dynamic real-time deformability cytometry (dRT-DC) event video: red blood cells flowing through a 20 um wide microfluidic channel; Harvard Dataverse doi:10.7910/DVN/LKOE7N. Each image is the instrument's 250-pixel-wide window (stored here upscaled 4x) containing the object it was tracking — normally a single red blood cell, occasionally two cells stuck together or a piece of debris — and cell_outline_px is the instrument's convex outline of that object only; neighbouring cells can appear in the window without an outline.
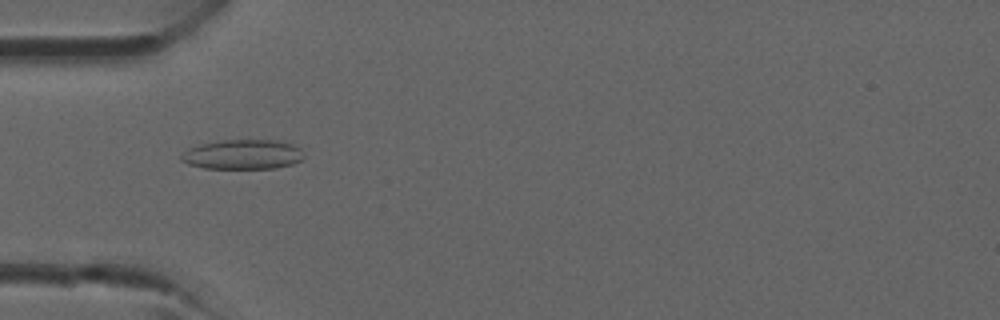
{"species": "common noctule bat (a hibernating species)", "species_latin": "Nyctalus noctula", "temperature_condition": "room temperature", "stored_images_in_passage": 26, "camera_frame_rate_fps": 3000, "um_per_image_px": 0.085, "animal": {"sex": "male", "forearm_length_mm": 52.5}, "frame": {"image": 1, "passage_image": 3, "time_ms": 0.667, "image_size_px": [1000, 320], "cell_outline_px": [[304, 156], [300, 160], [292, 164], [276, 168], [204, 168], [188, 164], [180, 160], [180, 156], [188, 148], [200, 144], [224, 140], [280, 140], [292, 144], [300, 148], [304, 152]], "centroid_in_image_um": [20.64, 13.12], "position_along_channel_um": 64.4, "area_um2": 21.27}}
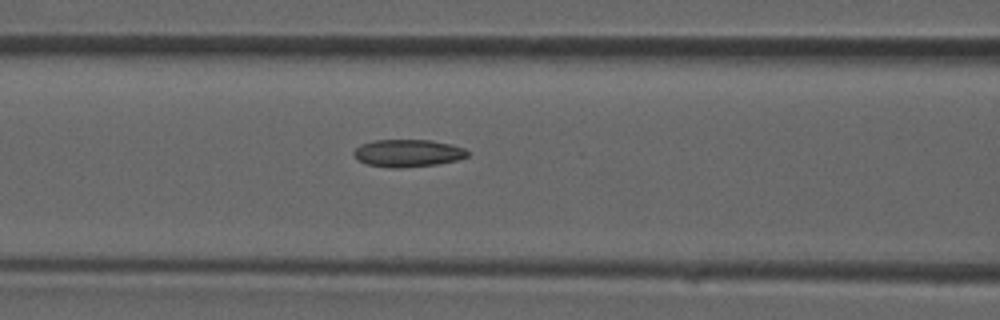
{"frame": {"image": 2, "passage_image": 7, "time_ms": 2.0, "image_size_px": [1000, 320], "cell_outline_px": [[468, 156], [456, 160], [436, 164], [400, 168], [388, 168], [368, 164], [356, 160], [352, 156], [352, 152], [360, 144], [376, 140], [428, 140], [452, 144], [464, 148], [468, 152]], "centroid_in_image_um": [34.61, 13.02], "position_along_channel_um": 132.0, "area_um2": 18.26}}
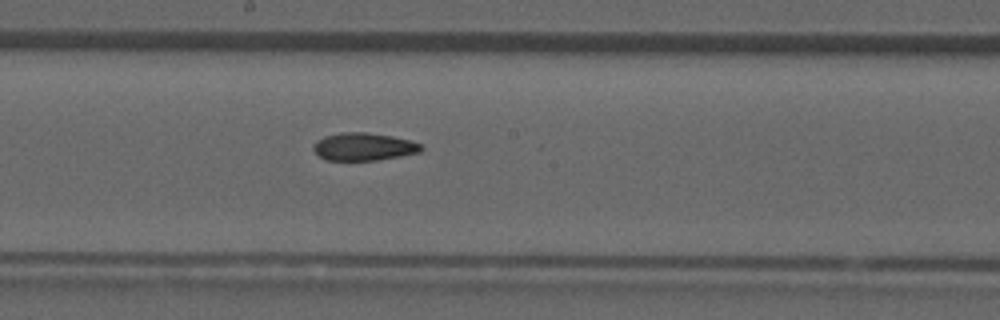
{"frame": {"image": 3, "passage_image": 12, "time_ms": 3.667, "image_size_px": [1000, 320], "cell_outline_px": [[424, 148], [420, 152], [400, 156], [376, 160], [324, 160], [312, 148], [312, 144], [316, 140], [324, 136], [340, 132], [364, 132], [392, 136], [412, 140], [424, 144]], "centroid_in_image_um": [30.93, 12.46], "position_along_channel_um": 217.3, "area_um2": 17.63}}